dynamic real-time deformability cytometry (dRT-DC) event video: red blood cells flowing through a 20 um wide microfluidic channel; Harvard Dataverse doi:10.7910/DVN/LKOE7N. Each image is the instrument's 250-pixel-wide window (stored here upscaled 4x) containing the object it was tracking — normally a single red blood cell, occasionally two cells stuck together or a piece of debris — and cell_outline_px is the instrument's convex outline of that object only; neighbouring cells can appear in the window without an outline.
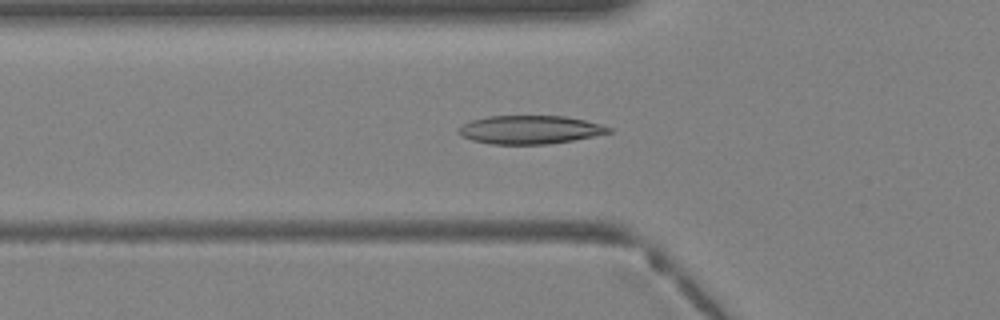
{"species": "Egyptian fruit bat (a non-hibernating species)", "species_latin": "Rousettus aegyptiacus", "temperature_condition": "warm", "stored_images_in_passage": 37, "camera_frame_rate_fps": 3000, "um_per_image_px": 0.085, "animal": {"sex": "female"}, "frame": {"image": 1, "passage_image": 14, "time_ms": 4.333, "image_size_px": [1000, 320], "cell_outline_px": [[612, 132], [572, 140], [544, 144], [492, 144], [472, 140], [456, 132], [464, 124], [472, 120], [488, 116], [564, 116], [584, 120], [600, 124], [612, 128]], "centroid_in_image_um": [45.04, 11.02], "position_along_channel_um": 80.8, "area_um2": 24.51}}
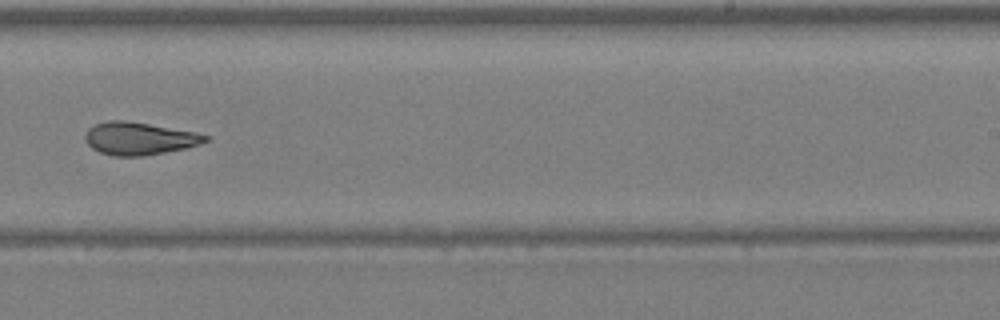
{"frame": {"image": 2, "passage_image": 25, "time_ms": 8.0, "image_size_px": [1000, 320], "cell_outline_px": [[208, 140], [200, 144], [184, 148], [144, 156], [116, 156], [100, 152], [92, 148], [84, 140], [84, 136], [88, 128], [96, 124], [108, 120], [124, 120], [196, 132], [208, 136]], "centroid_in_image_um": [11.8, 11.77], "position_along_channel_um": 277.2, "area_um2": 22.66}}
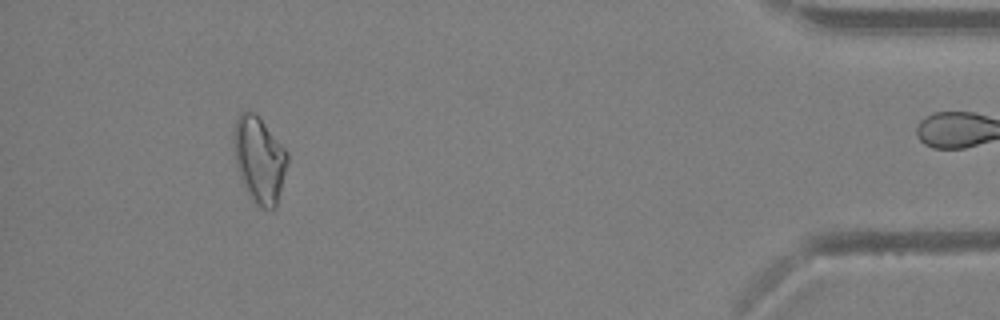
{"frame": {"image": 3, "passage_image": 36, "time_ms": 11.667, "image_size_px": [1000, 320], "cell_outline_px": [[288, 160], [276, 208], [264, 208], [256, 204], [248, 192], [236, 168], [232, 152], [232, 132], [236, 120], [240, 112], [244, 108], [256, 112], [288, 152]], "centroid_in_image_um": [22.0, 13.48], "position_along_channel_um": 413.2, "area_um2": 27.34}}